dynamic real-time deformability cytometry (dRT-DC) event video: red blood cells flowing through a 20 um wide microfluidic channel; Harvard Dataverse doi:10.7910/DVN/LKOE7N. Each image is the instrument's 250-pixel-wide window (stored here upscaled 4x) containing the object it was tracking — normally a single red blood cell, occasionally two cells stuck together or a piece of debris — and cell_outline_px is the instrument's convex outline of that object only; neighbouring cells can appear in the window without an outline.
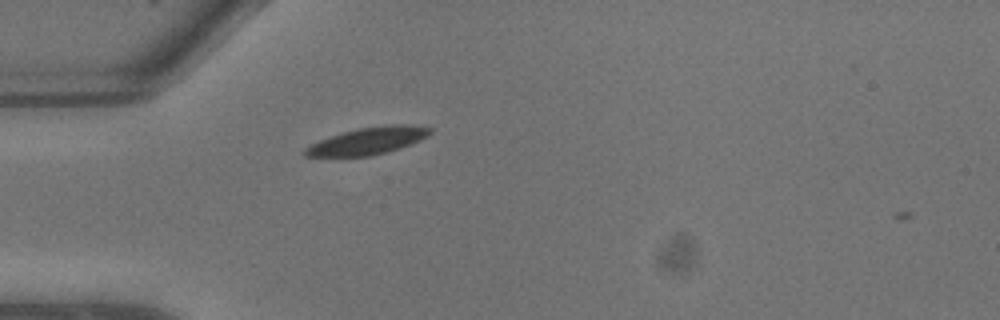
{"species": "common noctule bat (a hibernating species)", "species_latin": "Nyctalus noctula", "temperature_condition": "warm", "stored_images_in_passage": 4, "camera_frame_rate_fps": 3000, "um_per_image_px": 0.085, "animal": {"sex": "male", "body_mass_g": 13.3}, "frame": {"image": 1, "passage_image": 1, "time_ms": 0.0, "image_size_px": [1000, 320], "cell_outline_px": [[432, 132], [428, 136], [420, 140], [400, 148], [372, 156], [304, 156], [300, 152], [308, 144], [344, 132], [360, 128], [392, 124], [408, 124], [432, 128]], "centroid_in_image_um": [31.26, 11.98], "position_along_channel_um": 53.7, "area_um2": 19.71}}
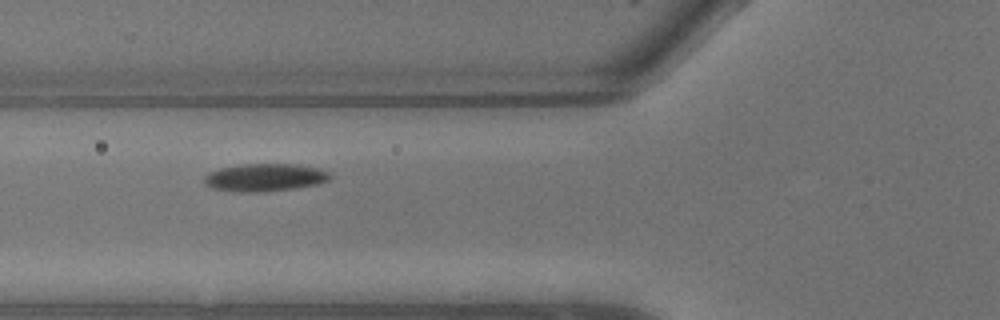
{"frame": {"image": 2, "passage_image": 3, "time_ms": 0.667, "image_size_px": [1000, 320], "cell_outline_px": [[332, 176], [328, 180], [320, 184], [292, 188], [260, 192], [240, 192], [212, 188], [204, 184], [204, 176], [208, 172], [220, 168], [244, 164], [296, 164], [320, 168], [332, 172]], "centroid_in_image_um": [22.54, 15.07], "position_along_channel_um": 103.3, "area_um2": 20.46}}